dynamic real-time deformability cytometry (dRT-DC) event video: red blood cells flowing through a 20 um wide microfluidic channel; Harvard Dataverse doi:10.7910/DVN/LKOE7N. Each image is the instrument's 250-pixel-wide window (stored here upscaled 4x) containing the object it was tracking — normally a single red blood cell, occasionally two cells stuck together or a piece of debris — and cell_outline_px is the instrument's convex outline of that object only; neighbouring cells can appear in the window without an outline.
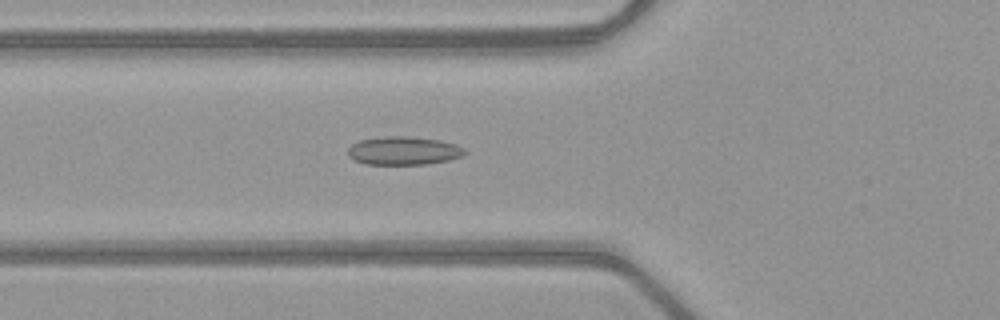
{"species": "common noctule bat (a hibernating species)", "species_latin": "Nyctalus noctula", "temperature_condition": "warm", "stored_images_in_passage": 35, "camera_frame_rate_fps": 3000, "um_per_image_px": 0.085, "animal": {"sex": "female", "body_mass_g": 21.9}, "frame": {"image": 1, "passage_image": 10, "time_ms": 3.0, "image_size_px": [1000, 320], "cell_outline_px": [[468, 152], [460, 156], [448, 160], [428, 164], [364, 164], [348, 156], [348, 148], [352, 144], [360, 140], [384, 136], [408, 136], [440, 140], [456, 144], [464, 148]], "centroid_in_image_um": [34.31, 12.8], "position_along_channel_um": 91.5, "area_um2": 19.31}}
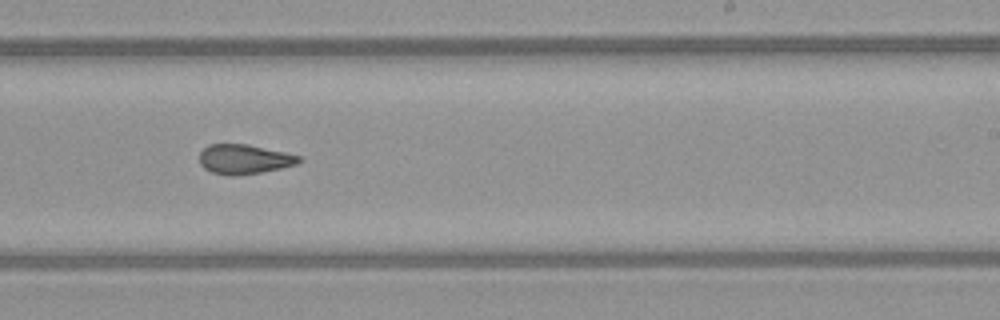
{"frame": {"image": 2, "passage_image": 23, "time_ms": 7.333, "image_size_px": [1000, 320], "cell_outline_px": [[304, 160], [296, 164], [280, 168], [260, 172], [236, 176], [228, 176], [212, 172], [204, 168], [200, 164], [200, 152], [208, 144], [248, 144], [284, 152], [300, 156]], "centroid_in_image_um": [20.74, 13.53], "position_along_channel_um": 268.3, "area_um2": 17.17}}
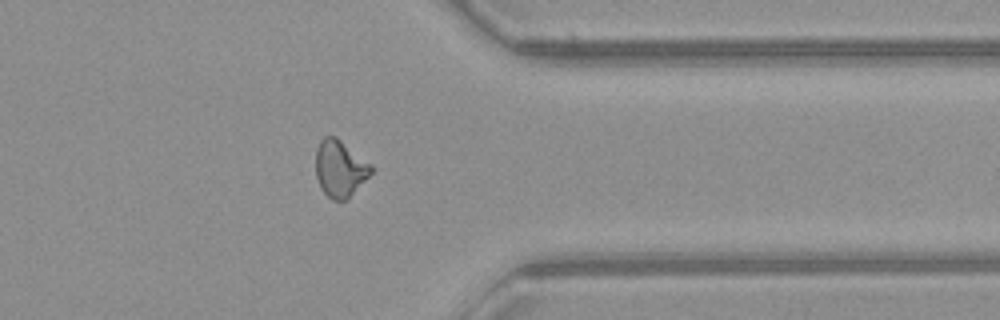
{"frame": {"image": 3, "passage_image": 32, "time_ms": 10.333, "image_size_px": [1000, 320], "cell_outline_px": [[376, 168], [344, 200], [332, 200], [320, 188], [316, 176], [316, 148], [320, 140], [324, 136], [336, 136], [372, 164]], "centroid_in_image_um": [28.88, 14.28], "position_along_channel_um": 382.5, "area_um2": 18.21}, "authors_computed_cell_mechanics": {"area_um2": 17.9758, "velocity_mm_per_s": 4.0667, "shape_relaxation_time_tau1_ms": null, "shape_relaxation_time_tau2_ms": 2.2467, "deformation_change_tau1": null, "deformation_change_tau2": 0.1}}